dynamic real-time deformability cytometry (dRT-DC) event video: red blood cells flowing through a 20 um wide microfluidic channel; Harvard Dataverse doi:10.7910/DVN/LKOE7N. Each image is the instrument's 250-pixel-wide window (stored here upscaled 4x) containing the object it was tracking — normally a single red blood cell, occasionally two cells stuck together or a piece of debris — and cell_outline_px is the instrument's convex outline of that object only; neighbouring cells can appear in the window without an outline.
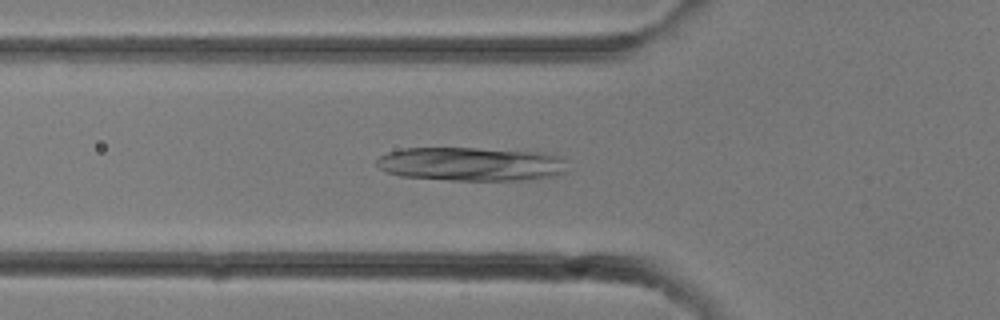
{"species": "common noctule bat (a hibernating species)", "species_latin": "Nyctalus noctula", "temperature_condition": "room temperature", "stored_images_in_passage": 8, "camera_frame_rate_fps": 3000, "um_per_image_px": 0.085, "animal": {"sex": "female"}, "frame": {"image": 1, "passage_image": 6, "time_ms": 1.667, "image_size_px": [1000, 320], "cell_outline_px": [[568, 172], [556, 176], [524, 180], [448, 180], [400, 176], [388, 172], [380, 168], [376, 164], [376, 160], [380, 156], [388, 152], [404, 148], [476, 148], [544, 152], [560, 156], [564, 160]], "centroid_in_image_um": [40.08, 13.94], "position_along_channel_um": 85.7, "area_um2": 37.86}}
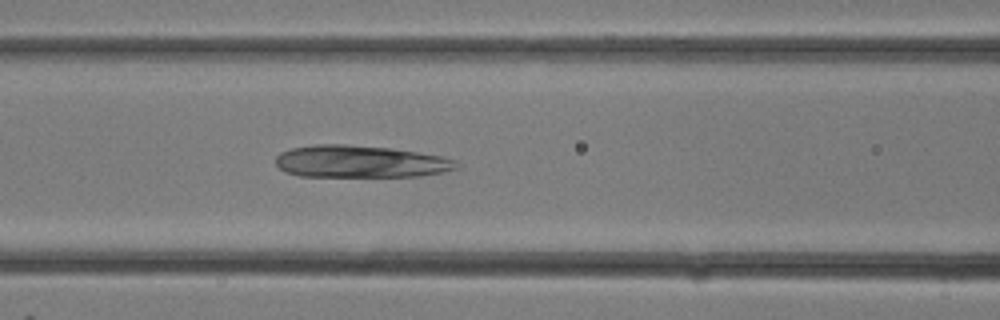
{"frame": {"image": 2, "passage_image": 8, "time_ms": 2.333, "image_size_px": [1000, 320], "cell_outline_px": [[460, 168], [444, 172], [420, 176], [300, 176], [284, 172], [276, 164], [276, 156], [280, 152], [292, 148], [312, 144], [348, 144], [392, 148], [440, 156], [456, 160]], "centroid_in_image_um": [30.62, 13.73], "position_along_channel_um": 136.0, "area_um2": 34.1}}